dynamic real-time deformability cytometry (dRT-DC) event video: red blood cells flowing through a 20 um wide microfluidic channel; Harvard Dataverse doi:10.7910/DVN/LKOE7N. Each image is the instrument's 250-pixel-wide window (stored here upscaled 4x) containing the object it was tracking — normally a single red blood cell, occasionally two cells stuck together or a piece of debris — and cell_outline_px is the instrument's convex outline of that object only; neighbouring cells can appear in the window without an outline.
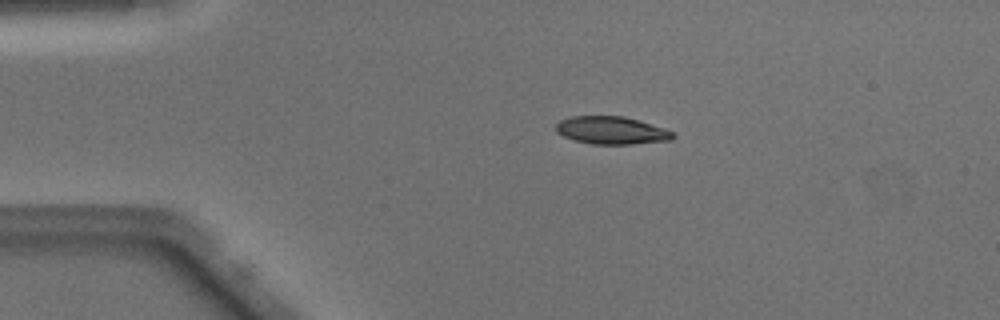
{"species": "Egyptian fruit bat (a non-hibernating species)", "species_latin": "Rousettus aegyptiacus", "temperature_condition": "warm", "stored_images_in_passage": 40, "camera_frame_rate_fps": 3000, "um_per_image_px": 0.085, "animal": {"sex": "male"}, "frame": {"image": 1, "passage_image": 1, "time_ms": 0.0, "image_size_px": [1000, 320], "cell_outline_px": [[676, 136], [672, 140], [632, 144], [592, 144], [576, 140], [564, 136], [556, 132], [556, 124], [560, 120], [572, 116], [624, 116], [664, 128], [672, 132]], "centroid_in_image_um": [51.98, 11.08], "position_along_channel_um": 33.0, "area_um2": 18.79}}
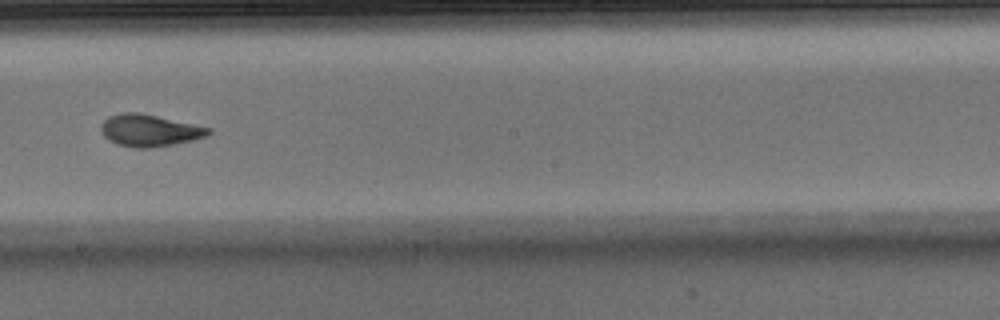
{"frame": {"image": 2, "passage_image": 19, "time_ms": 6.0, "image_size_px": [1000, 320], "cell_outline_px": [[212, 132], [204, 136], [192, 140], [152, 148], [136, 148], [116, 144], [108, 140], [104, 136], [100, 128], [100, 124], [108, 116], [120, 112], [136, 112], [156, 116], [212, 128]], "centroid_in_image_um": [12.65, 11.08], "position_along_channel_um": 235.5, "area_um2": 19.94}}
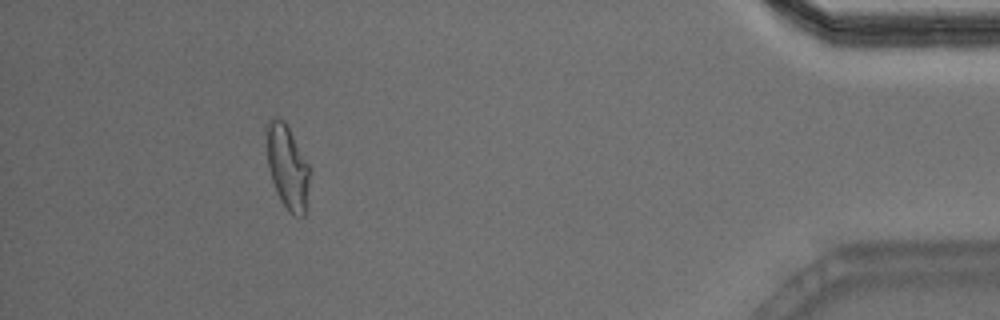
{"frame": {"image": 3, "passage_image": 36, "time_ms": 11.667, "image_size_px": [1000, 320], "cell_outline_px": [[308, 184], [304, 216], [296, 216], [288, 212], [280, 200], [272, 180], [268, 168], [264, 132], [264, 128], [268, 120], [272, 116], [276, 116], [284, 120], [308, 164]], "centroid_in_image_um": [24.36, 14.12], "position_along_channel_um": 410.8, "area_um2": 21.1}, "authors_computed_cell_mechanics": {"area_um2": 19.8543, "velocity_mm_per_s": 4.0911, "shape_relaxation_time_tau1_ms": 7.6982, "shape_relaxation_time_tau2_ms": 1.5172, "deformation_change_tau1": 0.2175, "deformation_change_tau2": 0.0698}}